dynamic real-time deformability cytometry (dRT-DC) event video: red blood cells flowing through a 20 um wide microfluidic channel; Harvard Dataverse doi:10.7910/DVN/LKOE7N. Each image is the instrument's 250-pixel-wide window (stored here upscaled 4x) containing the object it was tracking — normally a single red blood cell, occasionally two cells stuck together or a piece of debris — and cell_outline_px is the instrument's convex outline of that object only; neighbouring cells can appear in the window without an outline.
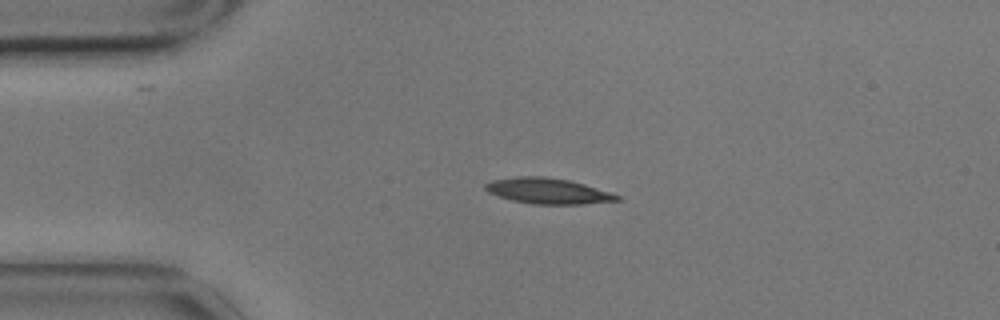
{"species": "common noctule bat (a hibernating species)", "species_latin": "Nyctalus noctula", "temperature_condition": "cold", "stored_images_in_passage": 9, "camera_frame_rate_fps": 3000, "um_per_image_px": 0.085, "animal": {"sex": "male", "body_mass_g": 17.9}, "frame": {"image": 1, "passage_image": 1, "time_ms": 0.0, "image_size_px": [1000, 320], "cell_outline_px": [[620, 200], [584, 204], [532, 204], [512, 200], [488, 192], [484, 188], [484, 184], [492, 180], [516, 176], [544, 176], [568, 180], [584, 184], [620, 196]], "centroid_in_image_um": [46.53, 16.23], "position_along_channel_um": 38.5, "area_um2": 19.54}}